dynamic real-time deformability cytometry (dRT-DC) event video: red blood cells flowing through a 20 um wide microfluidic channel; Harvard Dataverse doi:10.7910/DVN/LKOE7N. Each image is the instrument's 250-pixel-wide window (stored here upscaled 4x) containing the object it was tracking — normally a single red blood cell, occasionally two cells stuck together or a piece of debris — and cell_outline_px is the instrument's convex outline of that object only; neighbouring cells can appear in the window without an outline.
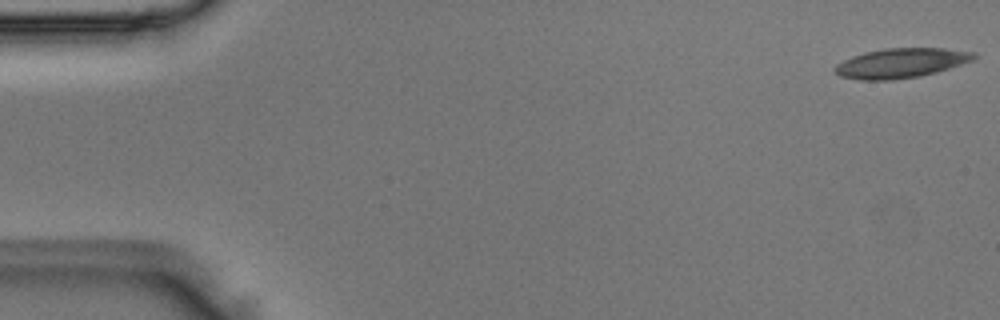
{"species": "Egyptian fruit bat (a non-hibernating species)", "species_latin": "Rousettus aegyptiacus", "temperature_condition": "room temperature", "stored_images_in_passage": 50, "camera_frame_rate_fps": 3000, "um_per_image_px": 0.085, "animal": {"sex": "male"}, "frame": {"image": 1, "passage_image": 1, "time_ms": 0.0, "image_size_px": [1000, 320], "cell_outline_px": [[976, 56], [972, 60], [936, 72], [920, 76], [892, 80], [860, 80], [840, 76], [836, 72], [836, 64], [852, 56], [864, 52], [884, 48], [944, 48], [976, 52]], "centroid_in_image_um": [76.58, 5.35], "position_along_channel_um": 8.4, "area_um2": 23.87}}
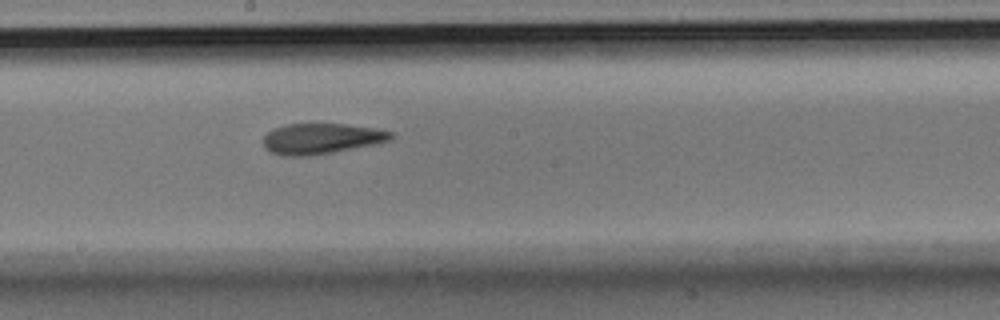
{"frame": {"image": 2, "passage_image": 27, "time_ms": 8.667, "image_size_px": [1000, 320], "cell_outline_px": [[392, 140], [376, 144], [312, 156], [284, 156], [272, 152], [264, 148], [264, 136], [272, 128], [284, 124], [344, 124], [372, 128], [392, 132]], "centroid_in_image_um": [27.28, 11.79], "position_along_channel_um": 220.9, "area_um2": 22.77}}
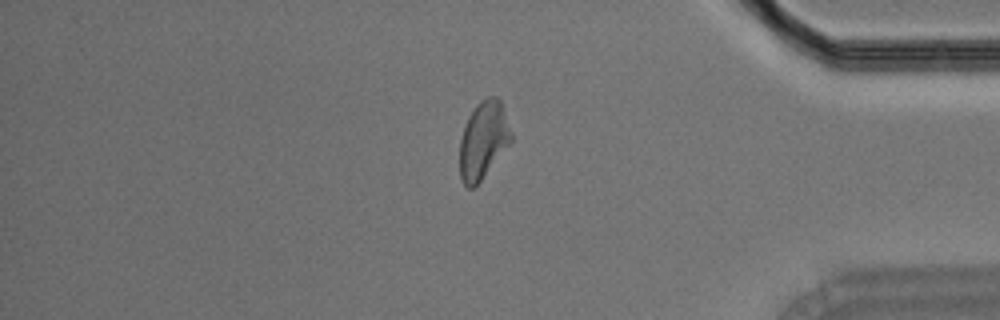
{"frame": {"image": 3, "passage_image": 42, "time_ms": 13.667, "image_size_px": [1000, 320], "cell_outline_px": [[512, 140], [476, 188], [468, 188], [464, 184], [460, 176], [460, 140], [468, 116], [476, 104], [480, 100], [488, 96], [496, 96], [500, 100], [512, 132]], "centroid_in_image_um": [41.08, 11.92], "position_along_channel_um": 394.1, "area_um2": 23.29}}